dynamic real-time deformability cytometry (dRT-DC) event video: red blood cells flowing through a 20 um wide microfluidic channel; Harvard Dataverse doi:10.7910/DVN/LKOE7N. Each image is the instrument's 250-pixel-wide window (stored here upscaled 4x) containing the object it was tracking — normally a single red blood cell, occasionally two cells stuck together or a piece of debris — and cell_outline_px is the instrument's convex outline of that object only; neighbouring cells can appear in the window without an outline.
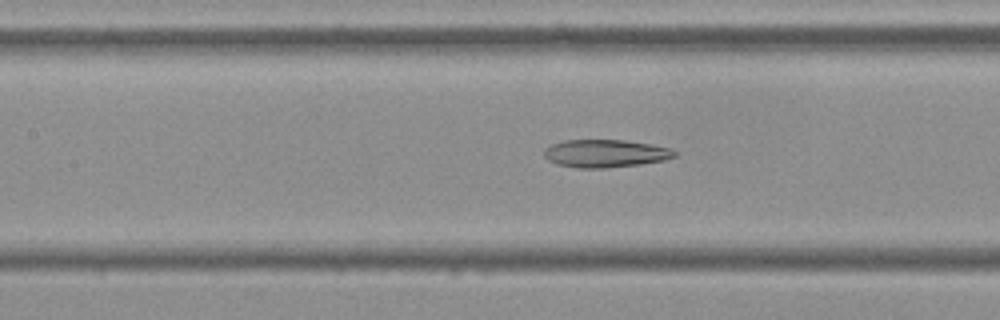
{"species": "Egyptian fruit bat (a non-hibernating species)", "species_latin": "Rousettus aegyptiacus", "temperature_condition": "cold", "stored_images_in_passage": 44, "camera_frame_rate_fps": 3000, "um_per_image_px": 0.085, "frame": {"image": 1, "passage_image": 13, "time_ms": 4.0, "image_size_px": [1000, 320], "cell_outline_px": [[676, 156], [664, 160], [640, 164], [604, 168], [576, 168], [556, 164], [548, 160], [544, 156], [544, 148], [552, 144], [564, 140], [624, 140], [672, 148], [676, 152]], "centroid_in_image_um": [51.43, 13.04], "position_along_channel_um": 156.0, "area_um2": 21.15}}
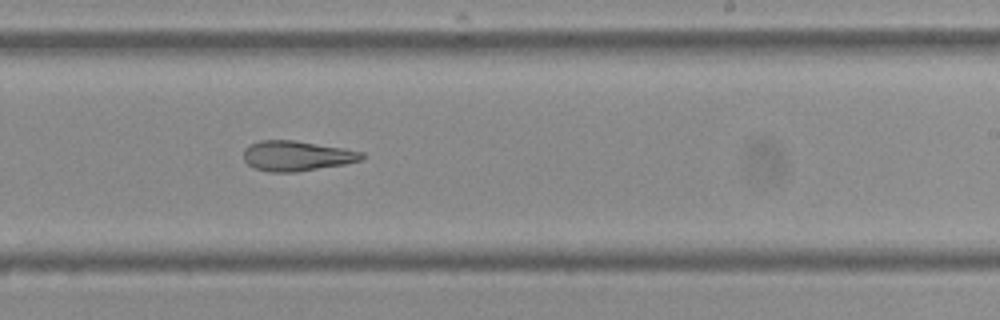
{"frame": {"image": 2, "passage_image": 22, "time_ms": 7.0, "image_size_px": [1000, 320], "cell_outline_px": [[364, 156], [360, 160], [344, 164], [296, 172], [268, 172], [256, 168], [248, 164], [244, 160], [244, 148], [248, 144], [260, 140], [296, 140], [344, 148], [364, 152]], "centroid_in_image_um": [25.2, 13.24], "position_along_channel_um": 263.8, "area_um2": 20.81}}
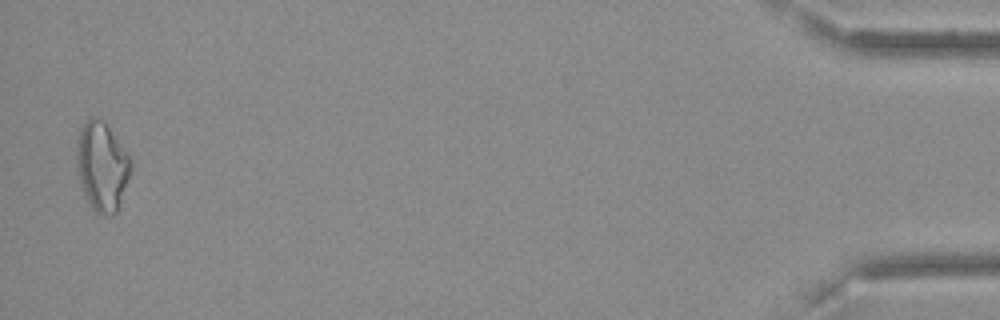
{"frame": {"image": 3, "passage_image": 43, "time_ms": 14.0, "image_size_px": [1000, 320], "cell_outline_px": [[132, 168], [116, 212], [104, 216], [96, 212], [92, 208], [84, 192], [80, 180], [76, 156], [76, 148], [80, 128], [92, 116], [104, 120], [128, 156], [132, 164]], "centroid_in_image_um": [8.66, 14.12], "position_along_channel_um": 426.5, "area_um2": 27.4}, "authors_computed_cell_mechanics": {"area_um2": 22.3686, "velocity_mm_per_s": 3.6037, "shape_relaxation_time_tau1_ms": null, "shape_relaxation_time_tau2_ms": 6.4974, "deformation_change_tau1": null, "deformation_change_tau2": 0.1818}}